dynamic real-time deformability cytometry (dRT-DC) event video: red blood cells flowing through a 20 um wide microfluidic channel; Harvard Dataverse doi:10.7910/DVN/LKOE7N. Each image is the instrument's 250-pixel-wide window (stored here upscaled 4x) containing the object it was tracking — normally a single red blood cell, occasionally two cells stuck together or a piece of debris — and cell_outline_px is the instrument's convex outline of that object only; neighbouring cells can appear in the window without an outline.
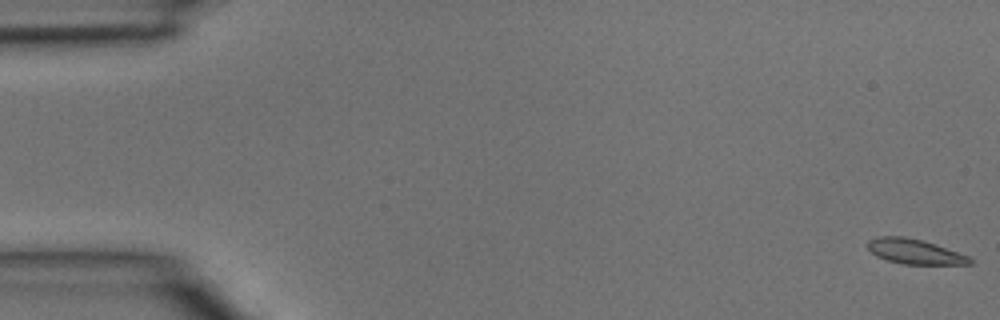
{"species": "common noctule bat (a hibernating species)", "species_latin": "Nyctalus noctula", "temperature_condition": "room temperature", "stored_images_in_passage": 4, "camera_frame_rate_fps": 3000, "um_per_image_px": 0.085, "animal": {"sex": "male", "body_mass_g": 15.6}, "frame": {"image": 1, "passage_image": 1, "time_ms": 0.0, "image_size_px": [1000, 320], "cell_outline_px": [[972, 264], [904, 264], [888, 260], [876, 256], [868, 248], [868, 240], [876, 236], [904, 236], [936, 244], [972, 256]], "centroid_in_image_um": [77.79, 21.37], "position_along_channel_um": 7.2, "area_um2": 14.91}}
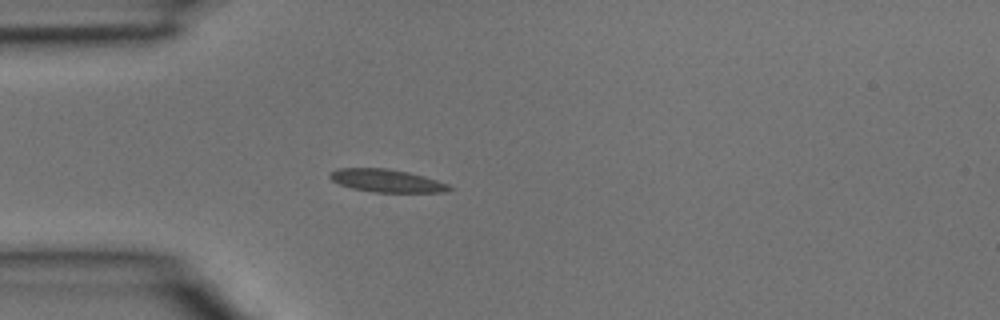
{"frame": {"image": 2, "passage_image": 4, "time_ms": 1.0, "image_size_px": [1000, 320], "cell_outline_px": [[456, 188], [444, 192], [376, 192], [352, 188], [340, 184], [332, 180], [328, 176], [328, 172], [336, 168], [388, 168], [408, 172], [424, 176], [448, 184]], "centroid_in_image_um": [32.86, 15.35], "position_along_channel_um": 52.1, "area_um2": 15.95}}